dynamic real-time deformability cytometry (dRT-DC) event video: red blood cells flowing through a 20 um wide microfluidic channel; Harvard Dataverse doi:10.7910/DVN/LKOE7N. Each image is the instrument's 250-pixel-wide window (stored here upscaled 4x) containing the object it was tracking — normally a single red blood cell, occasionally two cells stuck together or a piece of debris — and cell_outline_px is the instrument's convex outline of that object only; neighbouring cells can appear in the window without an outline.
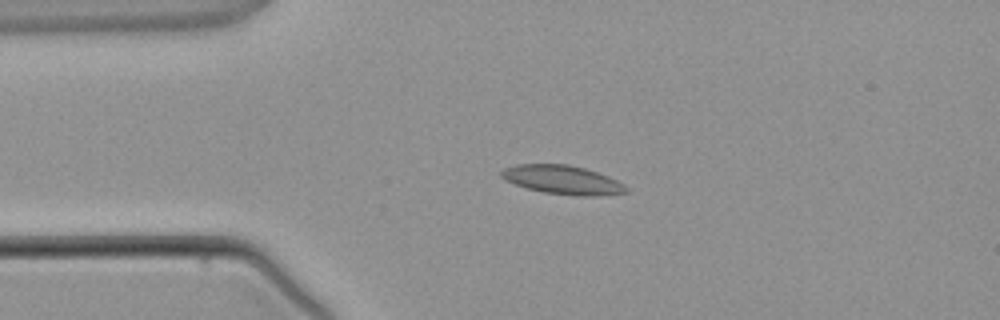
{"species": "common noctule bat (a hibernating species)", "species_latin": "Nyctalus noctula", "temperature_condition": "warm", "stored_images_in_passage": 3, "camera_frame_rate_fps": 3000, "um_per_image_px": 0.085, "animal": {"sex": "male", "body_mass_g": 21.5, "forearm_length_mm": 52.0}, "frame": {"image": 1, "passage_image": 1, "time_ms": 0.0, "image_size_px": [1000, 320], "cell_outline_px": [[628, 192], [596, 196], [576, 196], [544, 192], [528, 188], [504, 180], [500, 176], [500, 172], [504, 168], [516, 164], [568, 164], [584, 168], [608, 176], [624, 184], [628, 188]], "centroid_in_image_um": [47.81, 15.28], "position_along_channel_um": 37.2, "area_um2": 20.92}}
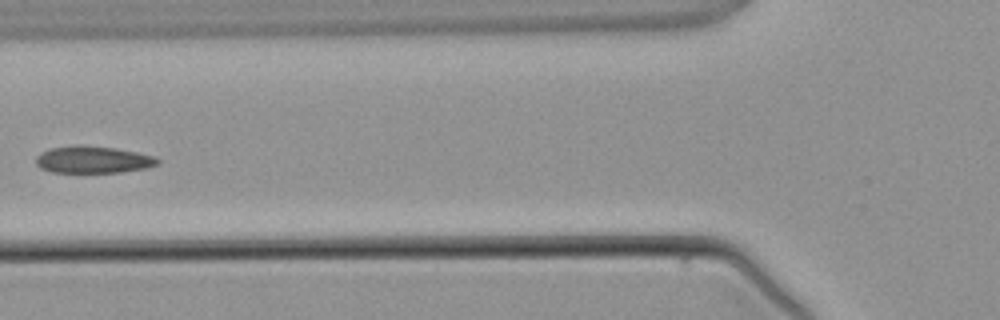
{"frame": {"image": 2, "passage_image": 3, "time_ms": 2.333, "image_size_px": [1000, 320], "cell_outline_px": [[160, 164], [148, 168], [120, 172], [52, 172], [40, 168], [36, 164], [36, 156], [40, 152], [48, 148], [72, 144], [84, 144], [116, 148], [156, 156], [160, 160]], "centroid_in_image_um": [7.9, 13.55], "position_along_channel_um": 117.9, "area_um2": 19.65}}